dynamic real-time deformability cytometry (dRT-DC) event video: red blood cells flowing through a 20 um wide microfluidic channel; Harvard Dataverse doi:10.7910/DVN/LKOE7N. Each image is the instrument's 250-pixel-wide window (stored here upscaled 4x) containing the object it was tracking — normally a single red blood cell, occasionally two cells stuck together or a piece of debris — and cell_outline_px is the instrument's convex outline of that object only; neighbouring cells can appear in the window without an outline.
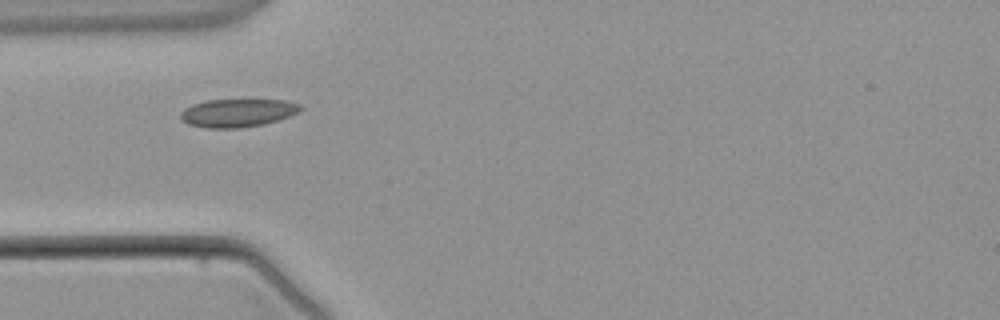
{"species": "common noctule bat (a hibernating species)", "species_latin": "Nyctalus noctula", "temperature_condition": "warm", "stored_images_in_passage": 3, "camera_frame_rate_fps": 3000, "um_per_image_px": 0.085, "animal": {"sex": "male", "body_mass_g": 21.5, "forearm_length_mm": 52.0}, "frame": {"image": 1, "passage_image": 3, "time_ms": 2.333, "image_size_px": [1000, 320], "cell_outline_px": [[304, 108], [300, 112], [264, 124], [240, 128], [204, 128], [188, 124], [180, 120], [180, 112], [184, 108], [192, 104], [208, 100], [284, 100], [300, 104]], "centroid_in_image_um": [20.17, 9.6], "position_along_channel_um": 64.8, "area_um2": 19.77}}